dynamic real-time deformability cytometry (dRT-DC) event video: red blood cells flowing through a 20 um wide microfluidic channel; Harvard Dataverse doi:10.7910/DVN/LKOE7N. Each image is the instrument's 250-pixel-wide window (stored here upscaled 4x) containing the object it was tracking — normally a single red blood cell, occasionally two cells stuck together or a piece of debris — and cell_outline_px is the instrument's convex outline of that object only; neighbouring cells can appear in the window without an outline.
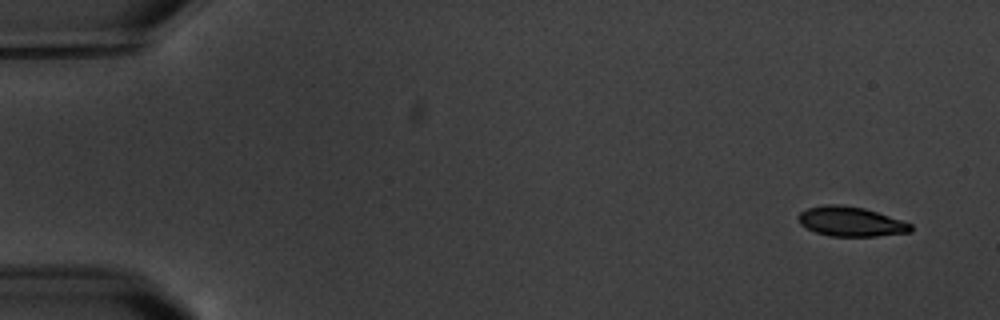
{"species": "common noctule bat (a hibernating species)", "species_latin": "Nyctalus noctula", "temperature_condition": "warm", "stored_images_in_passage": 6, "camera_frame_rate_fps": 3000, "um_per_image_px": 0.085, "animal": {"sex": "male", "body_mass_g": 20.1, "forearm_length_mm": 53.5}, "frame": {"image": 1, "passage_image": 1, "time_ms": 0.0, "image_size_px": [1000, 320], "cell_outline_px": [[912, 232], [876, 236], [832, 236], [816, 232], [800, 224], [796, 216], [800, 212], [808, 208], [824, 204], [840, 204], [864, 208], [912, 224]], "centroid_in_image_um": [72.29, 18.83], "position_along_channel_um": 12.7, "area_um2": 19.31}}
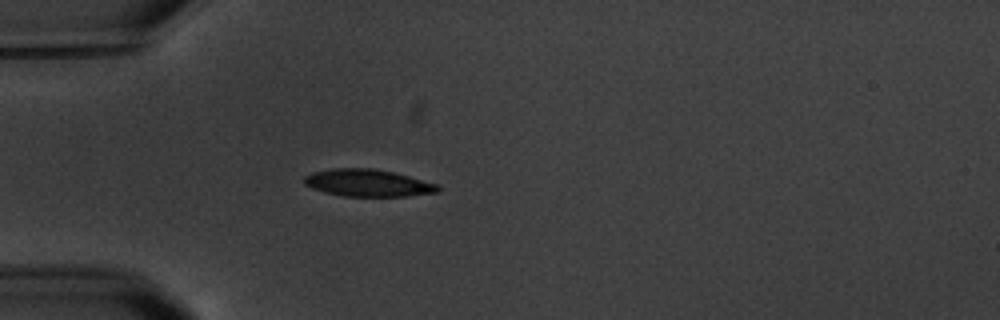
{"frame": {"image": 2, "passage_image": 5, "time_ms": 4.667, "image_size_px": [1000, 320], "cell_outline_px": [[440, 192], [408, 196], [344, 196], [324, 192], [312, 188], [304, 184], [304, 176], [312, 172], [332, 168], [372, 168], [392, 172], [440, 184]], "centroid_in_image_um": [31.28, 15.55], "position_along_channel_um": 53.7, "area_um2": 21.27}}